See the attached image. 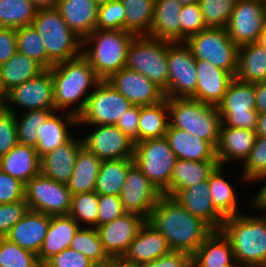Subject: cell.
<instances>
[{"label":"cell","instance_id":"cell-25","mask_svg":"<svg viewBox=\"0 0 266 267\" xmlns=\"http://www.w3.org/2000/svg\"><path fill=\"white\" fill-rule=\"evenodd\" d=\"M83 140L72 137L64 145L40 157V173L57 182L67 184L70 181L75 159Z\"/></svg>","mask_w":266,"mask_h":267},{"label":"cell","instance_id":"cell-68","mask_svg":"<svg viewBox=\"0 0 266 267\" xmlns=\"http://www.w3.org/2000/svg\"><path fill=\"white\" fill-rule=\"evenodd\" d=\"M252 1H257V2H260V3L266 4V0H252Z\"/></svg>","mask_w":266,"mask_h":267},{"label":"cell","instance_id":"cell-34","mask_svg":"<svg viewBox=\"0 0 266 267\" xmlns=\"http://www.w3.org/2000/svg\"><path fill=\"white\" fill-rule=\"evenodd\" d=\"M45 69L35 60L18 51L0 65V91L5 96L14 87L37 77Z\"/></svg>","mask_w":266,"mask_h":267},{"label":"cell","instance_id":"cell-18","mask_svg":"<svg viewBox=\"0 0 266 267\" xmlns=\"http://www.w3.org/2000/svg\"><path fill=\"white\" fill-rule=\"evenodd\" d=\"M106 81L132 105H153L166 98L164 91L147 77L126 67L113 73Z\"/></svg>","mask_w":266,"mask_h":267},{"label":"cell","instance_id":"cell-38","mask_svg":"<svg viewBox=\"0 0 266 267\" xmlns=\"http://www.w3.org/2000/svg\"><path fill=\"white\" fill-rule=\"evenodd\" d=\"M169 127L167 98L153 104L140 106L138 142L146 139L163 138Z\"/></svg>","mask_w":266,"mask_h":267},{"label":"cell","instance_id":"cell-53","mask_svg":"<svg viewBox=\"0 0 266 267\" xmlns=\"http://www.w3.org/2000/svg\"><path fill=\"white\" fill-rule=\"evenodd\" d=\"M43 267H98L93 261L72 248L62 250L49 258Z\"/></svg>","mask_w":266,"mask_h":267},{"label":"cell","instance_id":"cell-44","mask_svg":"<svg viewBox=\"0 0 266 267\" xmlns=\"http://www.w3.org/2000/svg\"><path fill=\"white\" fill-rule=\"evenodd\" d=\"M17 51L37 61L47 69V52L43 39L38 31L27 25L16 29Z\"/></svg>","mask_w":266,"mask_h":267},{"label":"cell","instance_id":"cell-69","mask_svg":"<svg viewBox=\"0 0 266 267\" xmlns=\"http://www.w3.org/2000/svg\"><path fill=\"white\" fill-rule=\"evenodd\" d=\"M237 267H261V266H237Z\"/></svg>","mask_w":266,"mask_h":267},{"label":"cell","instance_id":"cell-3","mask_svg":"<svg viewBox=\"0 0 266 267\" xmlns=\"http://www.w3.org/2000/svg\"><path fill=\"white\" fill-rule=\"evenodd\" d=\"M239 266L266 267V216L240 213L226 217L220 229Z\"/></svg>","mask_w":266,"mask_h":267},{"label":"cell","instance_id":"cell-67","mask_svg":"<svg viewBox=\"0 0 266 267\" xmlns=\"http://www.w3.org/2000/svg\"><path fill=\"white\" fill-rule=\"evenodd\" d=\"M4 107V97H0V110Z\"/></svg>","mask_w":266,"mask_h":267},{"label":"cell","instance_id":"cell-23","mask_svg":"<svg viewBox=\"0 0 266 267\" xmlns=\"http://www.w3.org/2000/svg\"><path fill=\"white\" fill-rule=\"evenodd\" d=\"M256 136V130L233 128L222 123L216 146L218 164L224 166L230 160L243 163L254 147Z\"/></svg>","mask_w":266,"mask_h":267},{"label":"cell","instance_id":"cell-39","mask_svg":"<svg viewBox=\"0 0 266 267\" xmlns=\"http://www.w3.org/2000/svg\"><path fill=\"white\" fill-rule=\"evenodd\" d=\"M133 164V158L102 160L94 191L98 195L120 196L126 174Z\"/></svg>","mask_w":266,"mask_h":267},{"label":"cell","instance_id":"cell-20","mask_svg":"<svg viewBox=\"0 0 266 267\" xmlns=\"http://www.w3.org/2000/svg\"><path fill=\"white\" fill-rule=\"evenodd\" d=\"M195 65L198 80L196 93L191 98L208 105L217 106L235 77L209 61L195 59Z\"/></svg>","mask_w":266,"mask_h":267},{"label":"cell","instance_id":"cell-35","mask_svg":"<svg viewBox=\"0 0 266 267\" xmlns=\"http://www.w3.org/2000/svg\"><path fill=\"white\" fill-rule=\"evenodd\" d=\"M102 160L82 146L77 153L70 181L67 183L72 195L94 191Z\"/></svg>","mask_w":266,"mask_h":267},{"label":"cell","instance_id":"cell-30","mask_svg":"<svg viewBox=\"0 0 266 267\" xmlns=\"http://www.w3.org/2000/svg\"><path fill=\"white\" fill-rule=\"evenodd\" d=\"M181 9L182 4L178 0H155L149 37L180 42Z\"/></svg>","mask_w":266,"mask_h":267},{"label":"cell","instance_id":"cell-41","mask_svg":"<svg viewBox=\"0 0 266 267\" xmlns=\"http://www.w3.org/2000/svg\"><path fill=\"white\" fill-rule=\"evenodd\" d=\"M38 9L31 0H0V27L32 25Z\"/></svg>","mask_w":266,"mask_h":267},{"label":"cell","instance_id":"cell-49","mask_svg":"<svg viewBox=\"0 0 266 267\" xmlns=\"http://www.w3.org/2000/svg\"><path fill=\"white\" fill-rule=\"evenodd\" d=\"M96 29L125 31V7L121 0H115L98 7Z\"/></svg>","mask_w":266,"mask_h":267},{"label":"cell","instance_id":"cell-6","mask_svg":"<svg viewBox=\"0 0 266 267\" xmlns=\"http://www.w3.org/2000/svg\"><path fill=\"white\" fill-rule=\"evenodd\" d=\"M32 26L43 39L47 69L82 54V40L67 26L56 8L38 10Z\"/></svg>","mask_w":266,"mask_h":267},{"label":"cell","instance_id":"cell-12","mask_svg":"<svg viewBox=\"0 0 266 267\" xmlns=\"http://www.w3.org/2000/svg\"><path fill=\"white\" fill-rule=\"evenodd\" d=\"M131 102L106 80H101L89 95L83 111L78 115L80 125H116Z\"/></svg>","mask_w":266,"mask_h":267},{"label":"cell","instance_id":"cell-31","mask_svg":"<svg viewBox=\"0 0 266 267\" xmlns=\"http://www.w3.org/2000/svg\"><path fill=\"white\" fill-rule=\"evenodd\" d=\"M55 111L46 122L42 123L40 132H38V141L36 145V152L39 157L55 150L57 147L64 145L73 136L68 128L71 125H78L77 116L68 112L62 115Z\"/></svg>","mask_w":266,"mask_h":267},{"label":"cell","instance_id":"cell-70","mask_svg":"<svg viewBox=\"0 0 266 267\" xmlns=\"http://www.w3.org/2000/svg\"><path fill=\"white\" fill-rule=\"evenodd\" d=\"M0 97H4V95L2 94V92L0 91Z\"/></svg>","mask_w":266,"mask_h":267},{"label":"cell","instance_id":"cell-9","mask_svg":"<svg viewBox=\"0 0 266 267\" xmlns=\"http://www.w3.org/2000/svg\"><path fill=\"white\" fill-rule=\"evenodd\" d=\"M134 163L143 174L166 196L176 156L165 137L135 143Z\"/></svg>","mask_w":266,"mask_h":267},{"label":"cell","instance_id":"cell-59","mask_svg":"<svg viewBox=\"0 0 266 267\" xmlns=\"http://www.w3.org/2000/svg\"><path fill=\"white\" fill-rule=\"evenodd\" d=\"M264 181L263 186L261 187V189L258 190L257 194L255 195V197L253 198L252 202L250 203L251 208L254 207L253 210H255L257 208V210L259 209L260 211H264V215L266 216V174L258 176L253 182H258Z\"/></svg>","mask_w":266,"mask_h":267},{"label":"cell","instance_id":"cell-19","mask_svg":"<svg viewBox=\"0 0 266 267\" xmlns=\"http://www.w3.org/2000/svg\"><path fill=\"white\" fill-rule=\"evenodd\" d=\"M146 220L139 214L125 213L109 223L96 227L108 256L123 257Z\"/></svg>","mask_w":266,"mask_h":267},{"label":"cell","instance_id":"cell-37","mask_svg":"<svg viewBox=\"0 0 266 267\" xmlns=\"http://www.w3.org/2000/svg\"><path fill=\"white\" fill-rule=\"evenodd\" d=\"M224 166L218 165L208 178L210 197L215 209L224 217L242 212L237 203L235 186L224 177Z\"/></svg>","mask_w":266,"mask_h":267},{"label":"cell","instance_id":"cell-11","mask_svg":"<svg viewBox=\"0 0 266 267\" xmlns=\"http://www.w3.org/2000/svg\"><path fill=\"white\" fill-rule=\"evenodd\" d=\"M24 200L31 211L49 216L68 215L72 194L67 184L39 173L25 184Z\"/></svg>","mask_w":266,"mask_h":267},{"label":"cell","instance_id":"cell-63","mask_svg":"<svg viewBox=\"0 0 266 267\" xmlns=\"http://www.w3.org/2000/svg\"><path fill=\"white\" fill-rule=\"evenodd\" d=\"M257 135H262L266 137V112L259 114L258 116V126L256 129Z\"/></svg>","mask_w":266,"mask_h":267},{"label":"cell","instance_id":"cell-33","mask_svg":"<svg viewBox=\"0 0 266 267\" xmlns=\"http://www.w3.org/2000/svg\"><path fill=\"white\" fill-rule=\"evenodd\" d=\"M218 165L217 160L176 159L169 184V196L173 197L181 189L191 188L197 183L208 180Z\"/></svg>","mask_w":266,"mask_h":267},{"label":"cell","instance_id":"cell-47","mask_svg":"<svg viewBox=\"0 0 266 267\" xmlns=\"http://www.w3.org/2000/svg\"><path fill=\"white\" fill-rule=\"evenodd\" d=\"M237 0H199L207 27L226 28Z\"/></svg>","mask_w":266,"mask_h":267},{"label":"cell","instance_id":"cell-64","mask_svg":"<svg viewBox=\"0 0 266 267\" xmlns=\"http://www.w3.org/2000/svg\"><path fill=\"white\" fill-rule=\"evenodd\" d=\"M257 43L266 49V28L259 36Z\"/></svg>","mask_w":266,"mask_h":267},{"label":"cell","instance_id":"cell-42","mask_svg":"<svg viewBox=\"0 0 266 267\" xmlns=\"http://www.w3.org/2000/svg\"><path fill=\"white\" fill-rule=\"evenodd\" d=\"M70 248L88 257L98 267L106 266L111 259L94 227H80L71 241Z\"/></svg>","mask_w":266,"mask_h":267},{"label":"cell","instance_id":"cell-7","mask_svg":"<svg viewBox=\"0 0 266 267\" xmlns=\"http://www.w3.org/2000/svg\"><path fill=\"white\" fill-rule=\"evenodd\" d=\"M172 43L135 36L128 47L125 67L141 73L165 92L168 88L167 50Z\"/></svg>","mask_w":266,"mask_h":267},{"label":"cell","instance_id":"cell-48","mask_svg":"<svg viewBox=\"0 0 266 267\" xmlns=\"http://www.w3.org/2000/svg\"><path fill=\"white\" fill-rule=\"evenodd\" d=\"M242 172V179L248 183L253 181L261 175L266 174V137L257 135L249 156L244 160Z\"/></svg>","mask_w":266,"mask_h":267},{"label":"cell","instance_id":"cell-16","mask_svg":"<svg viewBox=\"0 0 266 267\" xmlns=\"http://www.w3.org/2000/svg\"><path fill=\"white\" fill-rule=\"evenodd\" d=\"M162 195L135 163L129 168L120 192V199L127 213L139 214L148 219Z\"/></svg>","mask_w":266,"mask_h":267},{"label":"cell","instance_id":"cell-28","mask_svg":"<svg viewBox=\"0 0 266 267\" xmlns=\"http://www.w3.org/2000/svg\"><path fill=\"white\" fill-rule=\"evenodd\" d=\"M165 138L177 159L205 161L217 160L216 148L208 141L169 126Z\"/></svg>","mask_w":266,"mask_h":267},{"label":"cell","instance_id":"cell-66","mask_svg":"<svg viewBox=\"0 0 266 267\" xmlns=\"http://www.w3.org/2000/svg\"><path fill=\"white\" fill-rule=\"evenodd\" d=\"M112 1H115V0H94V2L100 6L102 4H106V3H109V2H112Z\"/></svg>","mask_w":266,"mask_h":267},{"label":"cell","instance_id":"cell-60","mask_svg":"<svg viewBox=\"0 0 266 267\" xmlns=\"http://www.w3.org/2000/svg\"><path fill=\"white\" fill-rule=\"evenodd\" d=\"M255 108L259 114L266 112V81L255 83Z\"/></svg>","mask_w":266,"mask_h":267},{"label":"cell","instance_id":"cell-15","mask_svg":"<svg viewBox=\"0 0 266 267\" xmlns=\"http://www.w3.org/2000/svg\"><path fill=\"white\" fill-rule=\"evenodd\" d=\"M266 28V4L237 0L226 26L227 33L238 46L257 42Z\"/></svg>","mask_w":266,"mask_h":267},{"label":"cell","instance_id":"cell-26","mask_svg":"<svg viewBox=\"0 0 266 267\" xmlns=\"http://www.w3.org/2000/svg\"><path fill=\"white\" fill-rule=\"evenodd\" d=\"M98 7L94 0H59L56 9L67 26L83 41L96 29Z\"/></svg>","mask_w":266,"mask_h":267},{"label":"cell","instance_id":"cell-62","mask_svg":"<svg viewBox=\"0 0 266 267\" xmlns=\"http://www.w3.org/2000/svg\"><path fill=\"white\" fill-rule=\"evenodd\" d=\"M38 10L56 8L59 0H31Z\"/></svg>","mask_w":266,"mask_h":267},{"label":"cell","instance_id":"cell-24","mask_svg":"<svg viewBox=\"0 0 266 267\" xmlns=\"http://www.w3.org/2000/svg\"><path fill=\"white\" fill-rule=\"evenodd\" d=\"M50 220L51 216L47 214L28 210L5 237L19 247L38 255L46 237Z\"/></svg>","mask_w":266,"mask_h":267},{"label":"cell","instance_id":"cell-61","mask_svg":"<svg viewBox=\"0 0 266 267\" xmlns=\"http://www.w3.org/2000/svg\"><path fill=\"white\" fill-rule=\"evenodd\" d=\"M106 267H141V265L129 262L123 257H113L106 264Z\"/></svg>","mask_w":266,"mask_h":267},{"label":"cell","instance_id":"cell-50","mask_svg":"<svg viewBox=\"0 0 266 267\" xmlns=\"http://www.w3.org/2000/svg\"><path fill=\"white\" fill-rule=\"evenodd\" d=\"M180 42L207 29L199 3L183 5L180 12Z\"/></svg>","mask_w":266,"mask_h":267},{"label":"cell","instance_id":"cell-43","mask_svg":"<svg viewBox=\"0 0 266 267\" xmlns=\"http://www.w3.org/2000/svg\"><path fill=\"white\" fill-rule=\"evenodd\" d=\"M53 109L29 110L17 115L16 126L18 135V144L36 147L38 141V132H40L42 123L55 112Z\"/></svg>","mask_w":266,"mask_h":267},{"label":"cell","instance_id":"cell-22","mask_svg":"<svg viewBox=\"0 0 266 267\" xmlns=\"http://www.w3.org/2000/svg\"><path fill=\"white\" fill-rule=\"evenodd\" d=\"M171 252L166 238L146 220L135 239L130 243L123 258L142 265Z\"/></svg>","mask_w":266,"mask_h":267},{"label":"cell","instance_id":"cell-27","mask_svg":"<svg viewBox=\"0 0 266 267\" xmlns=\"http://www.w3.org/2000/svg\"><path fill=\"white\" fill-rule=\"evenodd\" d=\"M193 267H237L229 239L214 230L192 254Z\"/></svg>","mask_w":266,"mask_h":267},{"label":"cell","instance_id":"cell-1","mask_svg":"<svg viewBox=\"0 0 266 267\" xmlns=\"http://www.w3.org/2000/svg\"><path fill=\"white\" fill-rule=\"evenodd\" d=\"M147 221L166 238L172 251L191 255L214 231L174 197L166 195L159 198Z\"/></svg>","mask_w":266,"mask_h":267},{"label":"cell","instance_id":"cell-13","mask_svg":"<svg viewBox=\"0 0 266 267\" xmlns=\"http://www.w3.org/2000/svg\"><path fill=\"white\" fill-rule=\"evenodd\" d=\"M168 88L166 98H191L197 88V68L185 42L172 43L167 50Z\"/></svg>","mask_w":266,"mask_h":267},{"label":"cell","instance_id":"cell-40","mask_svg":"<svg viewBox=\"0 0 266 267\" xmlns=\"http://www.w3.org/2000/svg\"><path fill=\"white\" fill-rule=\"evenodd\" d=\"M125 7V31L135 36H149L155 0H121Z\"/></svg>","mask_w":266,"mask_h":267},{"label":"cell","instance_id":"cell-10","mask_svg":"<svg viewBox=\"0 0 266 267\" xmlns=\"http://www.w3.org/2000/svg\"><path fill=\"white\" fill-rule=\"evenodd\" d=\"M217 108L224 125L256 130L259 112L255 108V83L234 78Z\"/></svg>","mask_w":266,"mask_h":267},{"label":"cell","instance_id":"cell-29","mask_svg":"<svg viewBox=\"0 0 266 267\" xmlns=\"http://www.w3.org/2000/svg\"><path fill=\"white\" fill-rule=\"evenodd\" d=\"M81 226L68 214L51 216L38 259L43 265L49 258L70 247L74 235Z\"/></svg>","mask_w":266,"mask_h":267},{"label":"cell","instance_id":"cell-55","mask_svg":"<svg viewBox=\"0 0 266 267\" xmlns=\"http://www.w3.org/2000/svg\"><path fill=\"white\" fill-rule=\"evenodd\" d=\"M25 184L0 170V204L24 200Z\"/></svg>","mask_w":266,"mask_h":267},{"label":"cell","instance_id":"cell-2","mask_svg":"<svg viewBox=\"0 0 266 267\" xmlns=\"http://www.w3.org/2000/svg\"><path fill=\"white\" fill-rule=\"evenodd\" d=\"M50 71L54 84L55 110L58 112L65 110L64 112L78 117L89 95L101 79L82 54L55 64Z\"/></svg>","mask_w":266,"mask_h":267},{"label":"cell","instance_id":"cell-46","mask_svg":"<svg viewBox=\"0 0 266 267\" xmlns=\"http://www.w3.org/2000/svg\"><path fill=\"white\" fill-rule=\"evenodd\" d=\"M0 267H43L38 256L0 237Z\"/></svg>","mask_w":266,"mask_h":267},{"label":"cell","instance_id":"cell-36","mask_svg":"<svg viewBox=\"0 0 266 267\" xmlns=\"http://www.w3.org/2000/svg\"><path fill=\"white\" fill-rule=\"evenodd\" d=\"M235 78L245 83L266 81V49L257 42L239 46Z\"/></svg>","mask_w":266,"mask_h":267},{"label":"cell","instance_id":"cell-17","mask_svg":"<svg viewBox=\"0 0 266 267\" xmlns=\"http://www.w3.org/2000/svg\"><path fill=\"white\" fill-rule=\"evenodd\" d=\"M94 127L82 138L83 146L101 160L133 158L135 143L116 125H87ZM92 132V133H91ZM87 136V137H86Z\"/></svg>","mask_w":266,"mask_h":267},{"label":"cell","instance_id":"cell-21","mask_svg":"<svg viewBox=\"0 0 266 267\" xmlns=\"http://www.w3.org/2000/svg\"><path fill=\"white\" fill-rule=\"evenodd\" d=\"M189 213L200 218L213 230H220L224 217L215 209L208 180L191 188L181 189L173 196Z\"/></svg>","mask_w":266,"mask_h":267},{"label":"cell","instance_id":"cell-5","mask_svg":"<svg viewBox=\"0 0 266 267\" xmlns=\"http://www.w3.org/2000/svg\"><path fill=\"white\" fill-rule=\"evenodd\" d=\"M167 102L169 126L196 135L216 148L222 124L217 106L194 98H167Z\"/></svg>","mask_w":266,"mask_h":267},{"label":"cell","instance_id":"cell-45","mask_svg":"<svg viewBox=\"0 0 266 267\" xmlns=\"http://www.w3.org/2000/svg\"><path fill=\"white\" fill-rule=\"evenodd\" d=\"M69 215L81 227H98V194L92 191L72 195Z\"/></svg>","mask_w":266,"mask_h":267},{"label":"cell","instance_id":"cell-32","mask_svg":"<svg viewBox=\"0 0 266 267\" xmlns=\"http://www.w3.org/2000/svg\"><path fill=\"white\" fill-rule=\"evenodd\" d=\"M0 170L26 184L40 173V157L36 148L16 144L6 155L0 157Z\"/></svg>","mask_w":266,"mask_h":267},{"label":"cell","instance_id":"cell-58","mask_svg":"<svg viewBox=\"0 0 266 267\" xmlns=\"http://www.w3.org/2000/svg\"><path fill=\"white\" fill-rule=\"evenodd\" d=\"M17 52L16 29L0 27V65Z\"/></svg>","mask_w":266,"mask_h":267},{"label":"cell","instance_id":"cell-52","mask_svg":"<svg viewBox=\"0 0 266 267\" xmlns=\"http://www.w3.org/2000/svg\"><path fill=\"white\" fill-rule=\"evenodd\" d=\"M28 210L25 200L0 204V237H5Z\"/></svg>","mask_w":266,"mask_h":267},{"label":"cell","instance_id":"cell-4","mask_svg":"<svg viewBox=\"0 0 266 267\" xmlns=\"http://www.w3.org/2000/svg\"><path fill=\"white\" fill-rule=\"evenodd\" d=\"M134 37L124 30L95 29L82 41V55L96 75L101 80H107L125 67L128 47Z\"/></svg>","mask_w":266,"mask_h":267},{"label":"cell","instance_id":"cell-8","mask_svg":"<svg viewBox=\"0 0 266 267\" xmlns=\"http://www.w3.org/2000/svg\"><path fill=\"white\" fill-rule=\"evenodd\" d=\"M185 44L195 59L209 61L235 77L239 46L229 37L226 28L208 27L189 37Z\"/></svg>","mask_w":266,"mask_h":267},{"label":"cell","instance_id":"cell-57","mask_svg":"<svg viewBox=\"0 0 266 267\" xmlns=\"http://www.w3.org/2000/svg\"><path fill=\"white\" fill-rule=\"evenodd\" d=\"M141 267H193V257L188 253L172 251L166 256L142 264Z\"/></svg>","mask_w":266,"mask_h":267},{"label":"cell","instance_id":"cell-65","mask_svg":"<svg viewBox=\"0 0 266 267\" xmlns=\"http://www.w3.org/2000/svg\"><path fill=\"white\" fill-rule=\"evenodd\" d=\"M178 1L182 4V6L199 3V0H178Z\"/></svg>","mask_w":266,"mask_h":267},{"label":"cell","instance_id":"cell-51","mask_svg":"<svg viewBox=\"0 0 266 267\" xmlns=\"http://www.w3.org/2000/svg\"><path fill=\"white\" fill-rule=\"evenodd\" d=\"M18 144L15 113L0 110V157L6 155Z\"/></svg>","mask_w":266,"mask_h":267},{"label":"cell","instance_id":"cell-54","mask_svg":"<svg viewBox=\"0 0 266 267\" xmlns=\"http://www.w3.org/2000/svg\"><path fill=\"white\" fill-rule=\"evenodd\" d=\"M127 213L120 196L98 195V227Z\"/></svg>","mask_w":266,"mask_h":267},{"label":"cell","instance_id":"cell-56","mask_svg":"<svg viewBox=\"0 0 266 267\" xmlns=\"http://www.w3.org/2000/svg\"><path fill=\"white\" fill-rule=\"evenodd\" d=\"M140 117V106L132 105L125 114L117 121L116 126L120 128L134 143H138V121Z\"/></svg>","mask_w":266,"mask_h":267},{"label":"cell","instance_id":"cell-14","mask_svg":"<svg viewBox=\"0 0 266 267\" xmlns=\"http://www.w3.org/2000/svg\"><path fill=\"white\" fill-rule=\"evenodd\" d=\"M16 106L24 109V112L42 109L55 110L54 84L50 69H45L37 77L14 87L4 96L6 110L16 113Z\"/></svg>","mask_w":266,"mask_h":267}]
</instances>
